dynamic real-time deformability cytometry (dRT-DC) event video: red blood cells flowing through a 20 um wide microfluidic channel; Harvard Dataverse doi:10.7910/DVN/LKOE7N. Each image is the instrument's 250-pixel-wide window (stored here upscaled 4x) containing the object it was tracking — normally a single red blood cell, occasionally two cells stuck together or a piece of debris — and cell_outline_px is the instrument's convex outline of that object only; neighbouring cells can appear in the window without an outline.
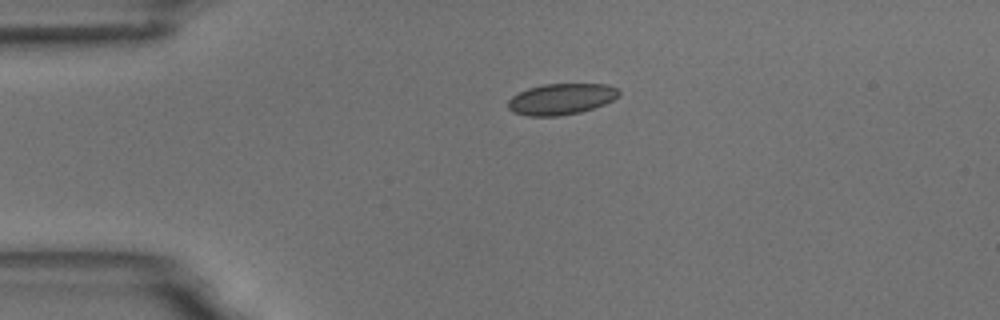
{"species": "common noctule bat (a hibernating species)", "species_latin": "Nyctalus noctula", "temperature_condition": "room temperature", "stored_images_in_passage": 2, "camera_frame_rate_fps": 3000, "um_per_image_px": 0.085, "animal": {"sex": "male", "body_mass_g": 18.8}, "frame": {"image": 1, "passage_image": 1, "time_ms": 0.0, "image_size_px": [1000, 320], "cell_outline_px": [[620, 96], [604, 104], [580, 112], [556, 116], [528, 116], [512, 112], [508, 108], [508, 100], [512, 96], [528, 88], [544, 84], [608, 84], [616, 88], [620, 92]], "centroid_in_image_um": [47.69, 8.42], "position_along_channel_um": 37.3, "area_um2": 20.06}}